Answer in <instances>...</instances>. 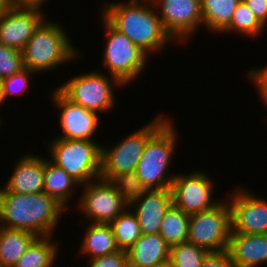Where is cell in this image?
Wrapping results in <instances>:
<instances>
[{
    "label": "cell",
    "mask_w": 267,
    "mask_h": 267,
    "mask_svg": "<svg viewBox=\"0 0 267 267\" xmlns=\"http://www.w3.org/2000/svg\"><path fill=\"white\" fill-rule=\"evenodd\" d=\"M62 210H65L64 206L45 192H0V226L4 228L27 230L37 236H51Z\"/></svg>",
    "instance_id": "cell-1"
},
{
    "label": "cell",
    "mask_w": 267,
    "mask_h": 267,
    "mask_svg": "<svg viewBox=\"0 0 267 267\" xmlns=\"http://www.w3.org/2000/svg\"><path fill=\"white\" fill-rule=\"evenodd\" d=\"M140 0L107 4L102 16L120 33L125 34L137 47L148 55L150 51H160L171 36L163 28L161 19L151 6ZM152 7V8H151Z\"/></svg>",
    "instance_id": "cell-2"
},
{
    "label": "cell",
    "mask_w": 267,
    "mask_h": 267,
    "mask_svg": "<svg viewBox=\"0 0 267 267\" xmlns=\"http://www.w3.org/2000/svg\"><path fill=\"white\" fill-rule=\"evenodd\" d=\"M167 121L150 137L137 164L134 176L127 183L129 191L170 189L175 178L166 176L175 150L176 132Z\"/></svg>",
    "instance_id": "cell-3"
},
{
    "label": "cell",
    "mask_w": 267,
    "mask_h": 267,
    "mask_svg": "<svg viewBox=\"0 0 267 267\" xmlns=\"http://www.w3.org/2000/svg\"><path fill=\"white\" fill-rule=\"evenodd\" d=\"M60 25L44 20L22 50L24 67L35 73L75 59L78 55Z\"/></svg>",
    "instance_id": "cell-4"
},
{
    "label": "cell",
    "mask_w": 267,
    "mask_h": 267,
    "mask_svg": "<svg viewBox=\"0 0 267 267\" xmlns=\"http://www.w3.org/2000/svg\"><path fill=\"white\" fill-rule=\"evenodd\" d=\"M166 121L159 115L151 123L121 140L111 150L101 146L100 177L127 184L134 176L148 140Z\"/></svg>",
    "instance_id": "cell-5"
},
{
    "label": "cell",
    "mask_w": 267,
    "mask_h": 267,
    "mask_svg": "<svg viewBox=\"0 0 267 267\" xmlns=\"http://www.w3.org/2000/svg\"><path fill=\"white\" fill-rule=\"evenodd\" d=\"M50 147V160L64 169L81 185L100 178L101 145L93 140H54Z\"/></svg>",
    "instance_id": "cell-6"
},
{
    "label": "cell",
    "mask_w": 267,
    "mask_h": 267,
    "mask_svg": "<svg viewBox=\"0 0 267 267\" xmlns=\"http://www.w3.org/2000/svg\"><path fill=\"white\" fill-rule=\"evenodd\" d=\"M83 191L79 208L93 223L110 224L127 210L130 191L126 183L100 177L86 183Z\"/></svg>",
    "instance_id": "cell-7"
},
{
    "label": "cell",
    "mask_w": 267,
    "mask_h": 267,
    "mask_svg": "<svg viewBox=\"0 0 267 267\" xmlns=\"http://www.w3.org/2000/svg\"><path fill=\"white\" fill-rule=\"evenodd\" d=\"M231 231L230 204L223 200L210 209L190 215L187 241L208 252H222L228 250Z\"/></svg>",
    "instance_id": "cell-8"
},
{
    "label": "cell",
    "mask_w": 267,
    "mask_h": 267,
    "mask_svg": "<svg viewBox=\"0 0 267 267\" xmlns=\"http://www.w3.org/2000/svg\"><path fill=\"white\" fill-rule=\"evenodd\" d=\"M107 33L103 66L110 76L118 79L123 86L138 77L145 68L147 54L137 47L125 34L116 30L104 17Z\"/></svg>",
    "instance_id": "cell-9"
},
{
    "label": "cell",
    "mask_w": 267,
    "mask_h": 267,
    "mask_svg": "<svg viewBox=\"0 0 267 267\" xmlns=\"http://www.w3.org/2000/svg\"><path fill=\"white\" fill-rule=\"evenodd\" d=\"M123 84L111 76V80L101 72L93 71L72 77L58 90L72 102L94 112H105L114 107V94L112 83Z\"/></svg>",
    "instance_id": "cell-10"
},
{
    "label": "cell",
    "mask_w": 267,
    "mask_h": 267,
    "mask_svg": "<svg viewBox=\"0 0 267 267\" xmlns=\"http://www.w3.org/2000/svg\"><path fill=\"white\" fill-rule=\"evenodd\" d=\"M212 181L204 172L175 175L171 184L173 205L186 214H194L217 205L212 201Z\"/></svg>",
    "instance_id": "cell-11"
},
{
    "label": "cell",
    "mask_w": 267,
    "mask_h": 267,
    "mask_svg": "<svg viewBox=\"0 0 267 267\" xmlns=\"http://www.w3.org/2000/svg\"><path fill=\"white\" fill-rule=\"evenodd\" d=\"M228 201L231 208V233L267 234V201L239 189Z\"/></svg>",
    "instance_id": "cell-12"
},
{
    "label": "cell",
    "mask_w": 267,
    "mask_h": 267,
    "mask_svg": "<svg viewBox=\"0 0 267 267\" xmlns=\"http://www.w3.org/2000/svg\"><path fill=\"white\" fill-rule=\"evenodd\" d=\"M151 4L161 5L159 17L172 39L184 41L199 24H203L200 0H152Z\"/></svg>",
    "instance_id": "cell-13"
},
{
    "label": "cell",
    "mask_w": 267,
    "mask_h": 267,
    "mask_svg": "<svg viewBox=\"0 0 267 267\" xmlns=\"http://www.w3.org/2000/svg\"><path fill=\"white\" fill-rule=\"evenodd\" d=\"M172 204L171 189L129 192L128 208L132 205L136 208L133 212L142 234H159L163 218Z\"/></svg>",
    "instance_id": "cell-14"
},
{
    "label": "cell",
    "mask_w": 267,
    "mask_h": 267,
    "mask_svg": "<svg viewBox=\"0 0 267 267\" xmlns=\"http://www.w3.org/2000/svg\"><path fill=\"white\" fill-rule=\"evenodd\" d=\"M53 102L59 109L62 139L92 140L91 137L99 127L97 112L85 109L67 97L58 89L53 92Z\"/></svg>",
    "instance_id": "cell-15"
},
{
    "label": "cell",
    "mask_w": 267,
    "mask_h": 267,
    "mask_svg": "<svg viewBox=\"0 0 267 267\" xmlns=\"http://www.w3.org/2000/svg\"><path fill=\"white\" fill-rule=\"evenodd\" d=\"M44 20L39 9L13 6L0 18V43L22 51Z\"/></svg>",
    "instance_id": "cell-16"
},
{
    "label": "cell",
    "mask_w": 267,
    "mask_h": 267,
    "mask_svg": "<svg viewBox=\"0 0 267 267\" xmlns=\"http://www.w3.org/2000/svg\"><path fill=\"white\" fill-rule=\"evenodd\" d=\"M45 160L25 155L19 159L9 181L0 192L36 194L44 192Z\"/></svg>",
    "instance_id": "cell-17"
},
{
    "label": "cell",
    "mask_w": 267,
    "mask_h": 267,
    "mask_svg": "<svg viewBox=\"0 0 267 267\" xmlns=\"http://www.w3.org/2000/svg\"><path fill=\"white\" fill-rule=\"evenodd\" d=\"M228 252L233 267H257L267 263V234L231 233Z\"/></svg>",
    "instance_id": "cell-18"
},
{
    "label": "cell",
    "mask_w": 267,
    "mask_h": 267,
    "mask_svg": "<svg viewBox=\"0 0 267 267\" xmlns=\"http://www.w3.org/2000/svg\"><path fill=\"white\" fill-rule=\"evenodd\" d=\"M126 252L128 267H156L170 258V246L160 234H142Z\"/></svg>",
    "instance_id": "cell-19"
},
{
    "label": "cell",
    "mask_w": 267,
    "mask_h": 267,
    "mask_svg": "<svg viewBox=\"0 0 267 267\" xmlns=\"http://www.w3.org/2000/svg\"><path fill=\"white\" fill-rule=\"evenodd\" d=\"M38 236L27 230L0 226V264L13 267Z\"/></svg>",
    "instance_id": "cell-20"
},
{
    "label": "cell",
    "mask_w": 267,
    "mask_h": 267,
    "mask_svg": "<svg viewBox=\"0 0 267 267\" xmlns=\"http://www.w3.org/2000/svg\"><path fill=\"white\" fill-rule=\"evenodd\" d=\"M75 185L81 184L71 177L64 169L54 164L51 160H45L44 192L54 197L65 208L74 192Z\"/></svg>",
    "instance_id": "cell-21"
},
{
    "label": "cell",
    "mask_w": 267,
    "mask_h": 267,
    "mask_svg": "<svg viewBox=\"0 0 267 267\" xmlns=\"http://www.w3.org/2000/svg\"><path fill=\"white\" fill-rule=\"evenodd\" d=\"M118 250L110 224L92 223L86 230L80 252L93 259Z\"/></svg>",
    "instance_id": "cell-22"
},
{
    "label": "cell",
    "mask_w": 267,
    "mask_h": 267,
    "mask_svg": "<svg viewBox=\"0 0 267 267\" xmlns=\"http://www.w3.org/2000/svg\"><path fill=\"white\" fill-rule=\"evenodd\" d=\"M241 0H200L203 23L211 31L223 32L231 23Z\"/></svg>",
    "instance_id": "cell-23"
},
{
    "label": "cell",
    "mask_w": 267,
    "mask_h": 267,
    "mask_svg": "<svg viewBox=\"0 0 267 267\" xmlns=\"http://www.w3.org/2000/svg\"><path fill=\"white\" fill-rule=\"evenodd\" d=\"M57 242L50 236H38L13 267H52L57 255Z\"/></svg>",
    "instance_id": "cell-24"
},
{
    "label": "cell",
    "mask_w": 267,
    "mask_h": 267,
    "mask_svg": "<svg viewBox=\"0 0 267 267\" xmlns=\"http://www.w3.org/2000/svg\"><path fill=\"white\" fill-rule=\"evenodd\" d=\"M190 215L175 205L167 210L161 223L159 234L172 247L188 239Z\"/></svg>",
    "instance_id": "cell-25"
},
{
    "label": "cell",
    "mask_w": 267,
    "mask_h": 267,
    "mask_svg": "<svg viewBox=\"0 0 267 267\" xmlns=\"http://www.w3.org/2000/svg\"><path fill=\"white\" fill-rule=\"evenodd\" d=\"M123 211L110 226L112 228L117 247L127 251L141 237L142 232L135 214Z\"/></svg>",
    "instance_id": "cell-26"
},
{
    "label": "cell",
    "mask_w": 267,
    "mask_h": 267,
    "mask_svg": "<svg viewBox=\"0 0 267 267\" xmlns=\"http://www.w3.org/2000/svg\"><path fill=\"white\" fill-rule=\"evenodd\" d=\"M207 250L185 241L170 247L169 262L172 267H201Z\"/></svg>",
    "instance_id": "cell-27"
},
{
    "label": "cell",
    "mask_w": 267,
    "mask_h": 267,
    "mask_svg": "<svg viewBox=\"0 0 267 267\" xmlns=\"http://www.w3.org/2000/svg\"><path fill=\"white\" fill-rule=\"evenodd\" d=\"M264 30V25L257 19L253 11L240 1L236 7L230 25L223 31H235L236 33L245 34L247 36H255Z\"/></svg>",
    "instance_id": "cell-28"
},
{
    "label": "cell",
    "mask_w": 267,
    "mask_h": 267,
    "mask_svg": "<svg viewBox=\"0 0 267 267\" xmlns=\"http://www.w3.org/2000/svg\"><path fill=\"white\" fill-rule=\"evenodd\" d=\"M24 68L22 51L0 43V80Z\"/></svg>",
    "instance_id": "cell-29"
},
{
    "label": "cell",
    "mask_w": 267,
    "mask_h": 267,
    "mask_svg": "<svg viewBox=\"0 0 267 267\" xmlns=\"http://www.w3.org/2000/svg\"><path fill=\"white\" fill-rule=\"evenodd\" d=\"M33 71L28 68L22 69L20 72L15 73L9 77L3 78L1 80V93L3 102L7 99V97L13 94H22L28 84L30 75H32Z\"/></svg>",
    "instance_id": "cell-30"
},
{
    "label": "cell",
    "mask_w": 267,
    "mask_h": 267,
    "mask_svg": "<svg viewBox=\"0 0 267 267\" xmlns=\"http://www.w3.org/2000/svg\"><path fill=\"white\" fill-rule=\"evenodd\" d=\"M91 267H128L127 252L119 249L113 253L91 260Z\"/></svg>",
    "instance_id": "cell-31"
},
{
    "label": "cell",
    "mask_w": 267,
    "mask_h": 267,
    "mask_svg": "<svg viewBox=\"0 0 267 267\" xmlns=\"http://www.w3.org/2000/svg\"><path fill=\"white\" fill-rule=\"evenodd\" d=\"M248 77L253 80L259 90L261 99L267 104V66L261 69H250Z\"/></svg>",
    "instance_id": "cell-32"
},
{
    "label": "cell",
    "mask_w": 267,
    "mask_h": 267,
    "mask_svg": "<svg viewBox=\"0 0 267 267\" xmlns=\"http://www.w3.org/2000/svg\"><path fill=\"white\" fill-rule=\"evenodd\" d=\"M201 267H233L228 250L210 252L203 260Z\"/></svg>",
    "instance_id": "cell-33"
},
{
    "label": "cell",
    "mask_w": 267,
    "mask_h": 267,
    "mask_svg": "<svg viewBox=\"0 0 267 267\" xmlns=\"http://www.w3.org/2000/svg\"><path fill=\"white\" fill-rule=\"evenodd\" d=\"M257 19L265 26L267 23V0H243Z\"/></svg>",
    "instance_id": "cell-34"
},
{
    "label": "cell",
    "mask_w": 267,
    "mask_h": 267,
    "mask_svg": "<svg viewBox=\"0 0 267 267\" xmlns=\"http://www.w3.org/2000/svg\"><path fill=\"white\" fill-rule=\"evenodd\" d=\"M12 5L19 8L39 9L45 0H11Z\"/></svg>",
    "instance_id": "cell-35"
},
{
    "label": "cell",
    "mask_w": 267,
    "mask_h": 267,
    "mask_svg": "<svg viewBox=\"0 0 267 267\" xmlns=\"http://www.w3.org/2000/svg\"><path fill=\"white\" fill-rule=\"evenodd\" d=\"M13 7L11 0H0V18Z\"/></svg>",
    "instance_id": "cell-36"
},
{
    "label": "cell",
    "mask_w": 267,
    "mask_h": 267,
    "mask_svg": "<svg viewBox=\"0 0 267 267\" xmlns=\"http://www.w3.org/2000/svg\"><path fill=\"white\" fill-rule=\"evenodd\" d=\"M156 267H172V265H171L170 262H167L165 264H162V265H159V266H156Z\"/></svg>",
    "instance_id": "cell-37"
},
{
    "label": "cell",
    "mask_w": 267,
    "mask_h": 267,
    "mask_svg": "<svg viewBox=\"0 0 267 267\" xmlns=\"http://www.w3.org/2000/svg\"><path fill=\"white\" fill-rule=\"evenodd\" d=\"M3 103L2 93H1V80H0V105Z\"/></svg>",
    "instance_id": "cell-38"
}]
</instances>
